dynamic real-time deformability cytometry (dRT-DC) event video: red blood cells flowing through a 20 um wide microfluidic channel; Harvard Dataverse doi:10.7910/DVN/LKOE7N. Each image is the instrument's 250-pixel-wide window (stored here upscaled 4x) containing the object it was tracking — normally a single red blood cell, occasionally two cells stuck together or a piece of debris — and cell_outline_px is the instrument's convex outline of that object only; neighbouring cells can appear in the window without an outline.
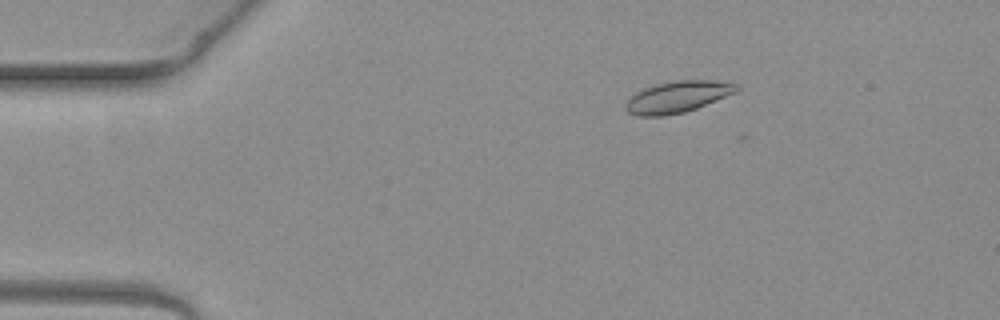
{"species": "common noctule bat (a hibernating species)", "species_latin": "Nyctalus noctula", "temperature_condition": "warm", "stored_images_in_passage": 3, "camera_frame_rate_fps": 3000, "um_per_image_px": 0.085, "animal": {"sex": "female", "body_mass_g": 19.3, "forearm_length_mm": 54.1}, "frame": {"image": 1, "passage_image": 1, "time_ms": 0.0, "image_size_px": [1000, 320], "cell_outline_px": [[740, 88], [736, 92], [696, 108], [684, 112], [664, 116], [636, 116], [628, 112], [624, 108], [624, 104], [636, 92], [652, 84], [676, 80], [716, 80], [736, 84]], "centroid_in_image_um": [57.56, 8.23], "position_along_channel_um": 27.4, "area_um2": 20.4}}
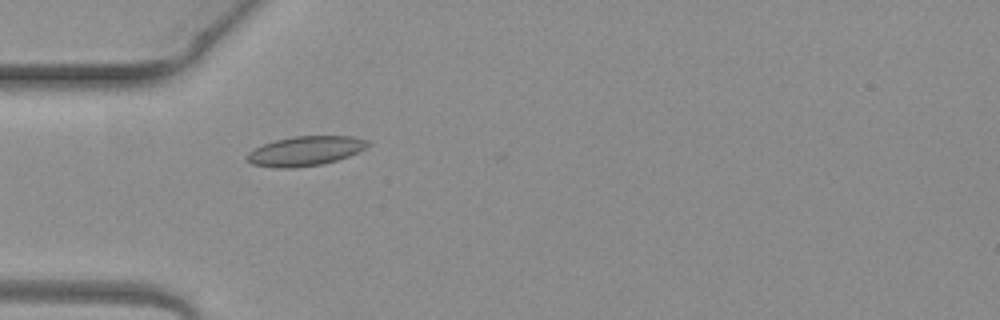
{"frame": {"image": 2, "passage_image": 3, "time_ms": 0.667, "image_size_px": [1000, 320], "cell_outline_px": [[372, 144], [348, 156], [324, 164], [292, 168], [276, 168], [252, 164], [244, 156], [248, 152], [264, 144], [276, 140], [292, 136], [352, 136], [368, 140]], "centroid_in_image_um": [25.95, 12.83], "position_along_channel_um": 59.1, "area_um2": 20.75}}